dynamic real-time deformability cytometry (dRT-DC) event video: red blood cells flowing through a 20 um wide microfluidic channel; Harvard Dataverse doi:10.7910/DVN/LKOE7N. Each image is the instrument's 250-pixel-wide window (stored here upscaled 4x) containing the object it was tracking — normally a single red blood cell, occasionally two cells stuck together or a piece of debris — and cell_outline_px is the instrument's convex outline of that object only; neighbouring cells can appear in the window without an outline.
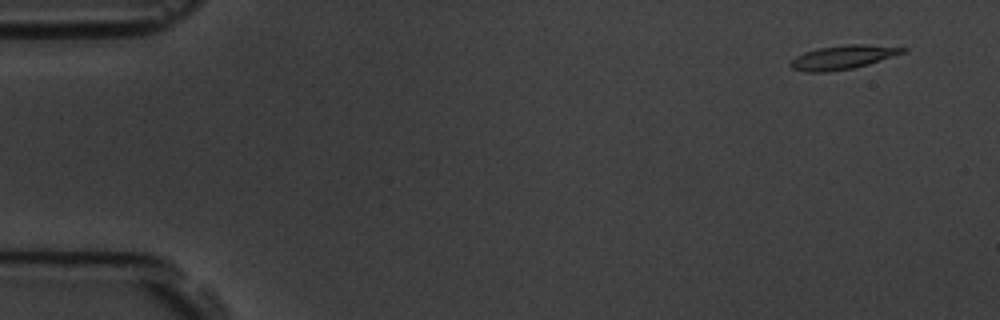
{"species": "common noctule bat (a hibernating species)", "species_latin": "Nyctalus noctula", "temperature_condition": "room temperature", "stored_images_in_passage": 8, "camera_frame_rate_fps": 3000, "um_per_image_px": 0.085, "animal": {"sex": "male", "body_mass_g": 19.5, "forearm_length_mm": 54.6}, "frame": {"image": 1, "passage_image": 1, "time_ms": 0.0, "image_size_px": [1000, 320], "cell_outline_px": [[908, 48], [904, 52], [868, 64], [852, 68], [824, 72], [804, 72], [792, 68], [788, 64], [796, 56], [804, 52], [816, 48], [848, 44], [864, 44]], "centroid_in_image_um": [71.58, 4.86], "position_along_channel_um": 13.4, "area_um2": 15.43}}
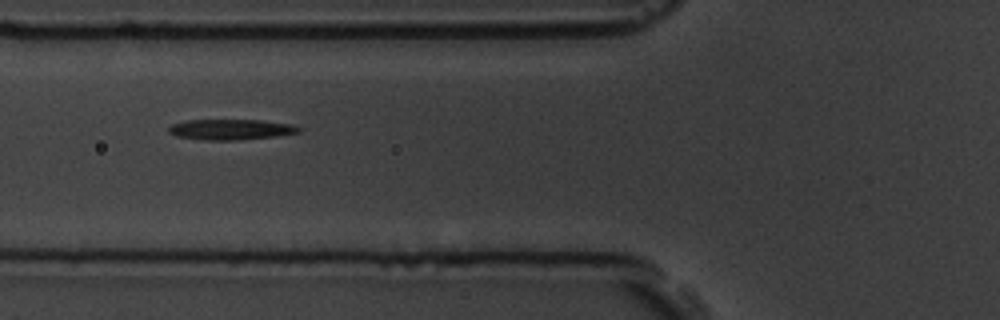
{"frame": {"image": 2, "passage_image": 6, "time_ms": 5.667, "image_size_px": [1000, 320], "cell_outline_px": [[300, 132], [276, 136], [236, 140], [208, 140], [176, 136], [168, 132], [168, 128], [172, 124], [184, 120], [260, 120], [292, 124], [300, 128]], "centroid_in_image_um": [19.6, 11.0], "position_along_channel_um": 106.2, "area_um2": 15.49}}
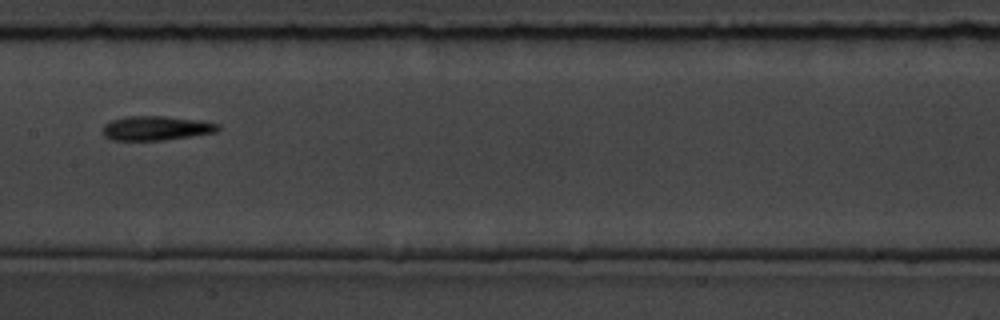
{"frame": {"image": 3, "passage_image": 8, "time_ms": 8.0, "image_size_px": [1000, 320], "cell_outline_px": [[220, 128], [216, 132], [164, 140], [112, 140], [104, 136], [100, 132], [104, 124], [112, 120], [124, 116], [164, 116], [200, 120], [220, 124]], "centroid_in_image_um": [13.23, 10.89], "position_along_channel_um": 194.2, "area_um2": 16.47}}